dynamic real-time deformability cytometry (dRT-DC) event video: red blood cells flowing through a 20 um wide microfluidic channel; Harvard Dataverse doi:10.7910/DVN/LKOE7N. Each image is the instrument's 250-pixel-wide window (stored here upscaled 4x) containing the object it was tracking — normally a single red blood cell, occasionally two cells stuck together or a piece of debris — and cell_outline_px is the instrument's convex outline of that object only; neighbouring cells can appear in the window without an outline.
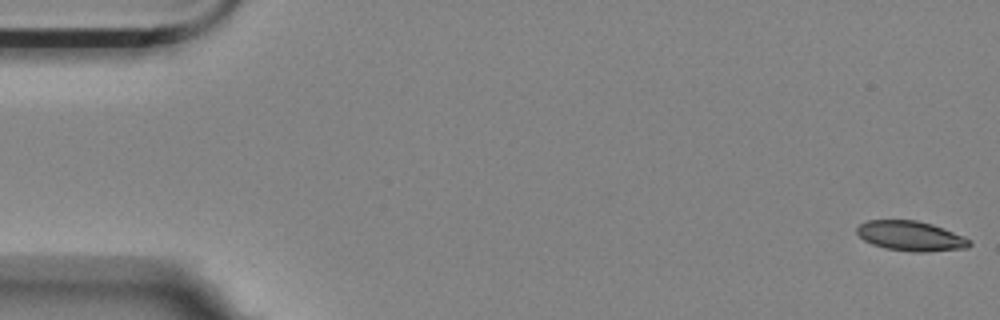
{"species": "Egyptian fruit bat (a non-hibernating species)", "species_latin": "Rousettus aegyptiacus", "temperature_condition": "room temperature", "stored_images_in_passage": 16, "camera_frame_rate_fps": 3000, "um_per_image_px": 0.085, "animal": {"sex": "female"}, "frame": {"image": 1, "passage_image": 1, "time_ms": 0.0, "image_size_px": [1000, 320], "cell_outline_px": [[972, 244], [968, 248], [924, 252], [912, 252], [884, 248], [872, 244], [864, 240], [856, 232], [856, 228], [860, 224], [868, 220], [916, 220], [932, 224], [944, 228], [964, 236], [972, 240]], "centroid_in_image_um": [77.44, 20.06], "position_along_channel_um": 7.6, "area_um2": 19.77}}
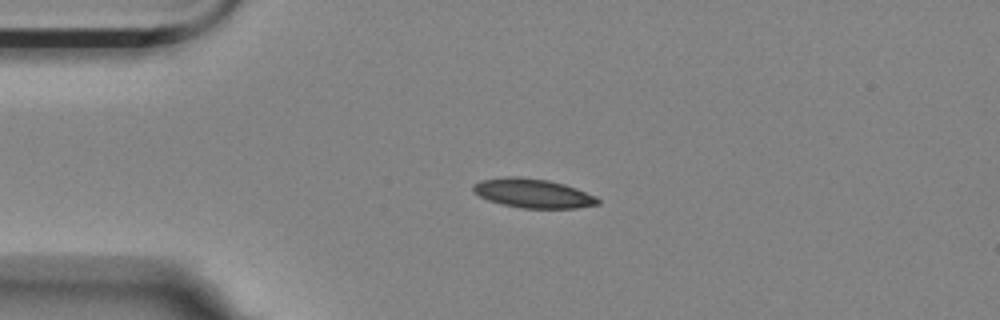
{"frame": {"image": 2, "passage_image": 13, "time_ms": 4.0, "image_size_px": [1000, 320], "cell_outline_px": [[600, 204], [576, 208], [520, 208], [500, 204], [488, 200], [472, 192], [472, 184], [480, 180], [508, 176], [512, 176], [548, 180], [564, 184], [576, 188], [596, 196], [600, 200]], "centroid_in_image_um": [45.28, 16.43], "position_along_channel_um": 39.7, "area_um2": 21.27}}